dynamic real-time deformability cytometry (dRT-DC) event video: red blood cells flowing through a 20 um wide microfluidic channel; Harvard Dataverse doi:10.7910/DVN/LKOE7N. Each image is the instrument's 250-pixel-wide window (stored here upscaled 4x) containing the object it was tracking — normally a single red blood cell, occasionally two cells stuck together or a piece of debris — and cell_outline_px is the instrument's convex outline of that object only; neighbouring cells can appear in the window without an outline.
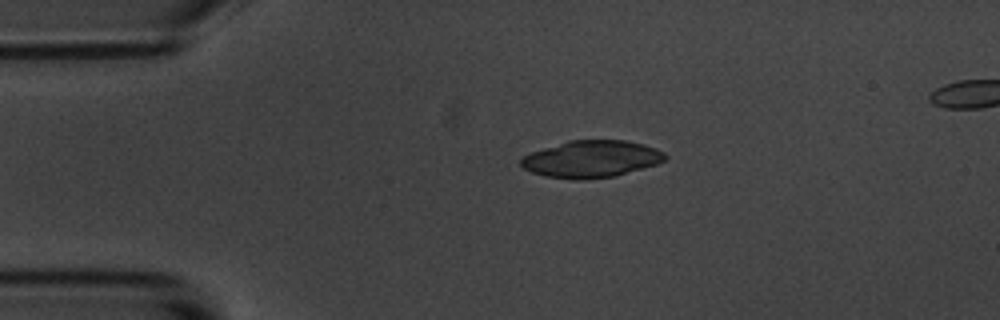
{"species": "common noctule bat (a hibernating species)", "species_latin": "Nyctalus noctula", "temperature_condition": "room temperature", "stored_images_in_passage": 13, "camera_frame_rate_fps": 3000, "um_per_image_px": 0.085, "animal": {"sex": "male", "body_mass_g": 20.1, "forearm_length_mm": 53.5}, "frame": {"image": 1, "passage_image": 1, "time_ms": 0.0, "image_size_px": [1000, 320], "cell_outline_px": [[668, 156], [664, 160], [656, 164], [616, 176], [584, 180], [572, 180], [544, 176], [532, 172], [524, 168], [520, 164], [520, 160], [524, 156], [532, 152], [568, 140], [624, 140], [644, 144], [656, 148], [664, 152]], "centroid_in_image_um": [50.27, 13.52], "position_along_channel_um": 34.7, "area_um2": 31.15}}
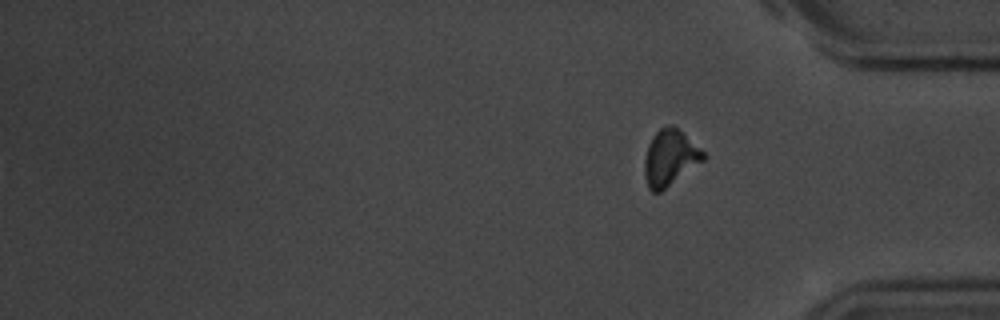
{"frame": {"image": 2, "passage_image": 13, "time_ms": 15.667, "image_size_px": [1000, 320], "cell_outline_px": [[704, 160], [660, 192], [652, 192], [648, 188], [644, 176], [644, 160], [648, 144], [652, 136], [660, 128], [668, 124], [672, 124], [704, 152]], "centroid_in_image_um": [56.9, 13.41], "position_along_channel_um": 378.3, "area_um2": 18.96}}